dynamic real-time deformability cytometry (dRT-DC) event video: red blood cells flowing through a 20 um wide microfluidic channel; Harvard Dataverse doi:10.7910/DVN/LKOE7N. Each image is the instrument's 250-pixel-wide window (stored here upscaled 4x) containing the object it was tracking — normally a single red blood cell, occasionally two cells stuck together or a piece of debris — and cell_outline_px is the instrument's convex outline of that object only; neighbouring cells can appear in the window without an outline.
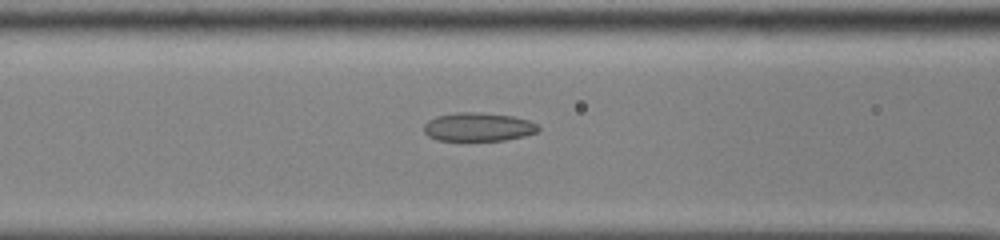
{"species": "common noctule bat (a hibernating species)", "species_latin": "Nyctalus noctula", "temperature_condition": "cold", "stored_images_in_passage": 55, "camera_frame_rate_fps": 3000, "um_per_image_px": 0.085, "animal": {"sex": "male", "body_mass_g": 13.0, "forearm_length_mm": 53.1}, "frame": {"image": 1, "passage_image": 25, "time_ms": 8.0, "image_size_px": [1000, 240], "cell_outline_px": [[540, 128], [536, 132], [524, 136], [504, 140], [436, 140], [428, 136], [424, 132], [424, 124], [428, 120], [436, 116], [456, 112], [472, 112], [512, 116], [528, 120], [536, 124]], "centroid_in_image_um": [40.61, 10.79], "position_along_channel_um": 126.0, "area_um2": 18.9}}
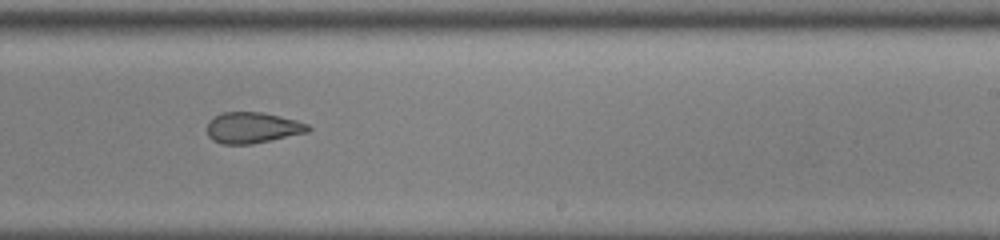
{"frame": {"image": 2, "passage_image": 36, "time_ms": 11.667, "image_size_px": [1000, 240], "cell_outline_px": [[312, 128], [308, 132], [272, 140], [252, 144], [220, 144], [212, 140], [208, 136], [208, 120], [212, 116], [224, 112], [260, 112], [280, 116], [296, 120], [308, 124]], "centroid_in_image_um": [21.45, 10.86], "position_along_channel_um": 267.6, "area_um2": 18.38}}
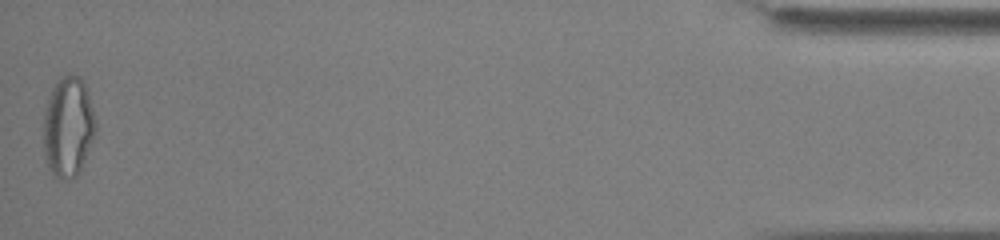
{"frame": {"image": 3, "passage_image": 55, "time_ms": 18.0, "image_size_px": [1000, 240], "cell_outline_px": [[96, 132], [84, 160], [76, 176], [64, 180], [60, 180], [52, 176], [48, 168], [44, 156], [44, 112], [52, 88], [56, 80], [60, 76], [68, 72], [80, 76], [84, 80], [88, 92], [96, 120]], "centroid_in_image_um": [5.79, 10.75], "position_along_channel_um": 429.4, "area_um2": 30.92}, "authors_computed_cell_mechanics": {"area_um2": 22.3108, "velocity_mm_per_s": 3.8711, "shape_relaxation_time_tau1_ms": 7.1479, "shape_relaxation_time_tau2_ms": 3.0265, "deformation_change_tau1": 0.1694, "deformation_change_tau2": 0.1082}}